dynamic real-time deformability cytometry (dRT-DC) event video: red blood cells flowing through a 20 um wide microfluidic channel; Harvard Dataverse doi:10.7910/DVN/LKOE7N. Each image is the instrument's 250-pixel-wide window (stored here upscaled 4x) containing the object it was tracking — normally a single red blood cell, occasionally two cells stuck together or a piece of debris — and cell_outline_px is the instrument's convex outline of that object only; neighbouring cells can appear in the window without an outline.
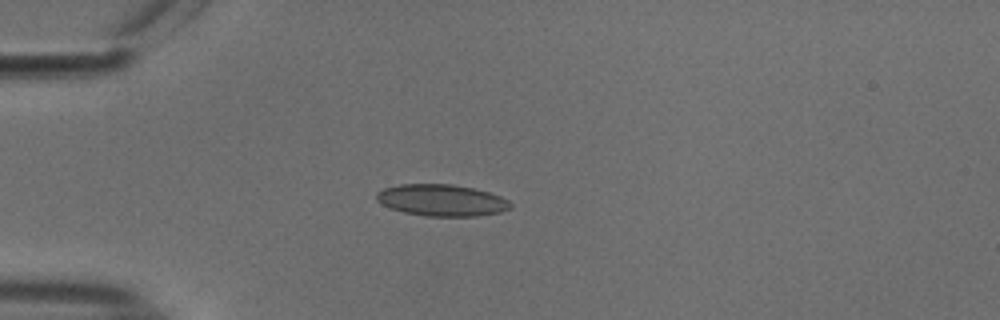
{"species": "common noctule bat (a hibernating species)", "species_latin": "Nyctalus noctula", "temperature_condition": "cold", "stored_images_in_passage": 40, "camera_frame_rate_fps": 3000, "um_per_image_px": 0.085, "animal": {"sex": "male", "body_mass_g": 18.8}, "frame": {"image": 1, "passage_image": 1, "time_ms": 0.0, "image_size_px": [1000, 320], "cell_outline_px": [[512, 208], [500, 212], [476, 216], [424, 216], [404, 212], [392, 208], [376, 200], [376, 192], [384, 188], [400, 184], [452, 184], [472, 188], [488, 192], [500, 196], [508, 200], [512, 204]], "centroid_in_image_um": [37.55, 17.02], "position_along_channel_um": 47.4, "area_um2": 24.62}}
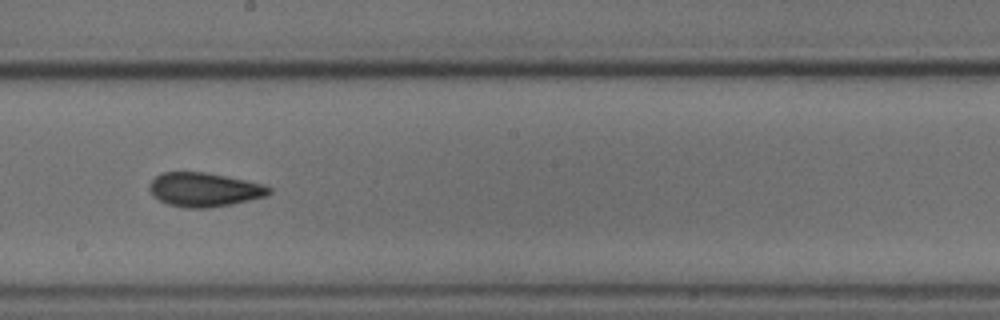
{"frame": {"image": 2, "passage_image": 17, "time_ms": 5.333, "image_size_px": [1000, 320], "cell_outline_px": [[272, 192], [268, 196], [232, 204], [208, 208], [188, 208], [168, 204], [152, 196], [148, 188], [148, 184], [160, 172], [204, 172], [264, 184], [272, 188]], "centroid_in_image_um": [17.36, 16.12], "position_along_channel_um": 230.8, "area_um2": 23.81}}
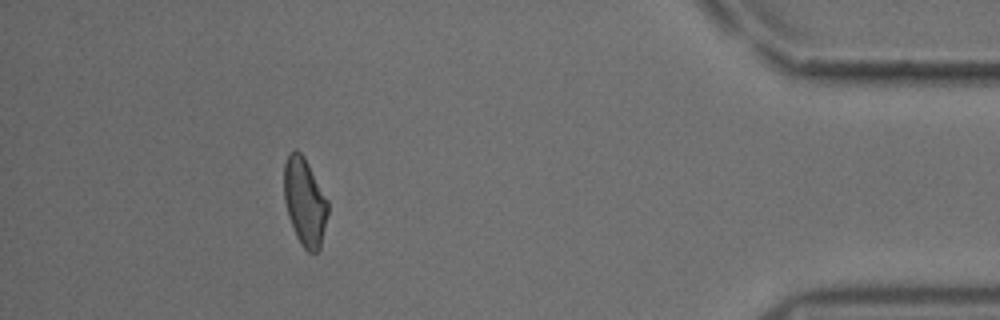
{"frame": {"image": 3, "passage_image": 35, "time_ms": 11.333, "image_size_px": [1000, 320], "cell_outline_px": [[328, 212], [320, 248], [316, 252], [308, 252], [300, 244], [296, 236], [288, 216], [284, 200], [284, 164], [288, 152], [296, 148], [304, 156], [328, 200]], "centroid_in_image_um": [25.89, 17.13], "position_along_channel_um": 409.3, "area_um2": 22.54}, "authors_computed_cell_mechanics": {"area_um2": 23.0044, "velocity_mm_per_s": 3.7776, "shape_relaxation_time_tau1_ms": 9.9812, "shape_relaxation_time_tau2_ms": 1.7249, "deformation_change_tau1": 0.1899, "deformation_change_tau2": 0.0846}}